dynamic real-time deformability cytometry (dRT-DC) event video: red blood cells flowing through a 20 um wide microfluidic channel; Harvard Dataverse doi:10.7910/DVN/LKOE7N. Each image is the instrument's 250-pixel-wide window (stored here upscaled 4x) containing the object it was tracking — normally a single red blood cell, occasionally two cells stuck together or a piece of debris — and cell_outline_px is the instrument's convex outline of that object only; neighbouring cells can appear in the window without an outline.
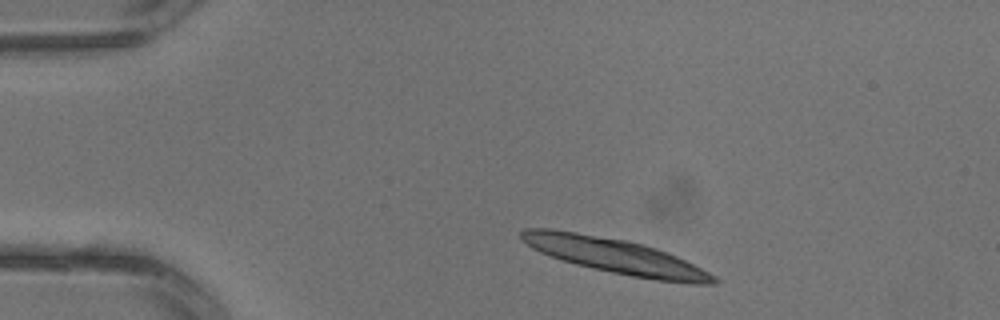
{"species": "common noctule bat (a hibernating species)", "species_latin": "Nyctalus noctula", "temperature_condition": "warm", "stored_images_in_passage": 2, "camera_frame_rate_fps": 3000, "um_per_image_px": 0.085, "animal": {"sex": "male", "body_mass_g": 13.3}, "frame": {"image": 1, "passage_image": 1, "time_ms": 0.0, "image_size_px": [1000, 320], "cell_outline_px": [[720, 280], [716, 284], [688, 284], [656, 280], [632, 276], [612, 272], [576, 264], [560, 260], [540, 252], [532, 248], [520, 240], [520, 232], [524, 228], [552, 228], [628, 240], [644, 244], [668, 252], [716, 276]], "centroid_in_image_um": [52.28, 21.75], "position_along_channel_um": 32.7, "area_um2": 39.36}}